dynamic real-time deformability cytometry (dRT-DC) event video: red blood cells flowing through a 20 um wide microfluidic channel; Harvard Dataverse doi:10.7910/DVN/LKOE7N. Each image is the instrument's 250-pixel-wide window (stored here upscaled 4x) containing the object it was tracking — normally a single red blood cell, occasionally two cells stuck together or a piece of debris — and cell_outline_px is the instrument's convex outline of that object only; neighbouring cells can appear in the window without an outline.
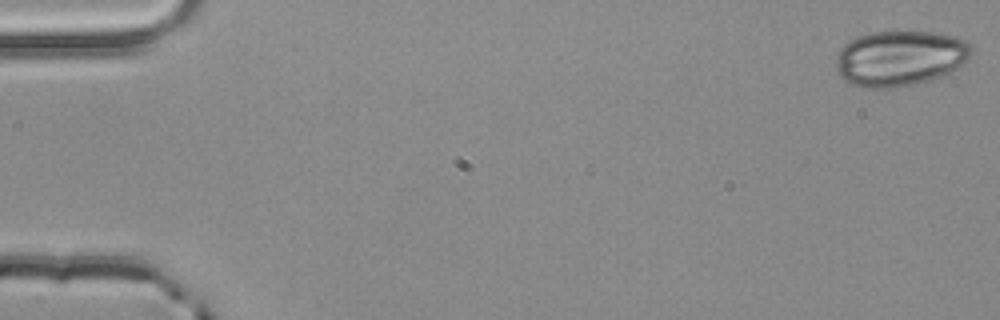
{"species": "common noctule bat (a hibernating species)", "species_latin": "Nyctalus noctula", "temperature_condition": "room temperature", "stored_images_in_passage": 54, "camera_frame_rate_fps": 3000, "um_per_image_px": 0.085, "animal": {"sex": "male", "body_mass_g": 20.4}, "frame": {"image": 1, "passage_image": 1, "time_ms": 0.0, "image_size_px": [1000, 320], "cell_outline_px": [[972, 52], [968, 60], [964, 64], [940, 76], [928, 80], [912, 84], [892, 88], [864, 88], [848, 84], [840, 76], [836, 68], [836, 56], [840, 48], [844, 44], [860, 36], [872, 32], [940, 32], [956, 36], [968, 40], [972, 44]], "centroid_in_image_um": [76.51, 4.94], "position_along_channel_um": 8.5, "area_um2": 44.1}}
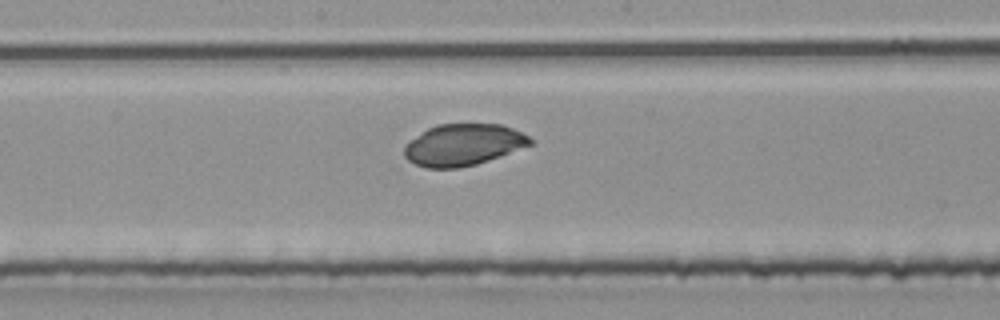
{"frame": {"image": 2, "passage_image": 29, "time_ms": 9.333, "image_size_px": [1000, 320], "cell_outline_px": [[536, 144], [476, 164], [460, 168], [424, 168], [408, 160], [404, 156], [404, 144], [408, 140], [428, 128], [436, 124], [500, 124], [512, 128], [536, 140]], "centroid_in_image_um": [39.38, 12.31], "position_along_channel_um": 208.8, "area_um2": 30.92}}
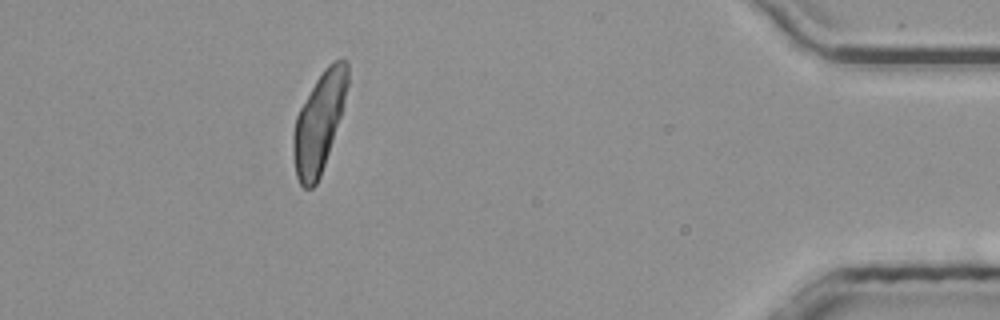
{"frame": {"image": 3, "passage_image": 49, "time_ms": 16.0, "image_size_px": [1000, 320], "cell_outline_px": [[348, 84], [340, 116], [320, 176], [316, 184], [312, 188], [304, 188], [300, 184], [296, 176], [292, 156], [292, 132], [296, 116], [300, 108], [316, 80], [324, 68], [328, 64], [336, 60], [344, 60], [348, 64]], "centroid_in_image_um": [27.08, 10.42], "position_along_channel_um": 408.1, "area_um2": 30.98}}